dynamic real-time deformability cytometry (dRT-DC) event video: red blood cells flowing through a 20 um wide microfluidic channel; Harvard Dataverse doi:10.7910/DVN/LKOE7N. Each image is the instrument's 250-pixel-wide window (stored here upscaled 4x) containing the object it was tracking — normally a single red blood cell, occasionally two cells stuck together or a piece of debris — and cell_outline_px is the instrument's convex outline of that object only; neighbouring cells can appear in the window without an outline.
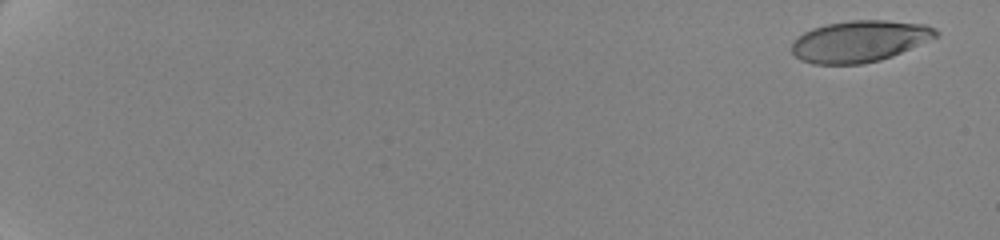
{"species": "human", "species_latin": "Homo sapiens", "temperature_condition": "cold", "stored_images_in_passage": 62, "camera_frame_rate_fps": 3000, "um_per_image_px": 0.085, "donor": {"sex": "female"}, "frame": {"image": 1, "passage_image": 3, "time_ms": 0.667, "image_size_px": [1000, 240], "cell_outline_px": [[940, 36], [892, 56], [880, 60], [860, 64], [812, 64], [800, 60], [792, 52], [792, 44], [804, 32], [812, 28], [828, 24], [852, 20], [884, 20], [924, 24], [936, 28], [940, 32]], "centroid_in_image_um": [73.11, 3.51], "position_along_channel_um": 11.9, "area_um2": 34.8}}
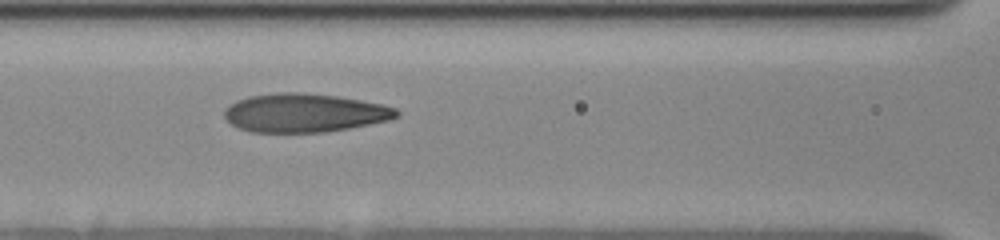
{"frame": {"image": 2, "passage_image": 32, "time_ms": 10.333, "image_size_px": [1000, 240], "cell_outline_px": [[400, 116], [388, 120], [348, 128], [324, 132], [252, 132], [240, 128], [232, 124], [224, 116], [224, 108], [236, 100], [248, 96], [280, 92], [304, 92], [336, 96], [384, 104], [396, 108], [400, 112]], "centroid_in_image_um": [25.88, 9.58], "position_along_channel_um": 140.7, "area_um2": 38.78}}
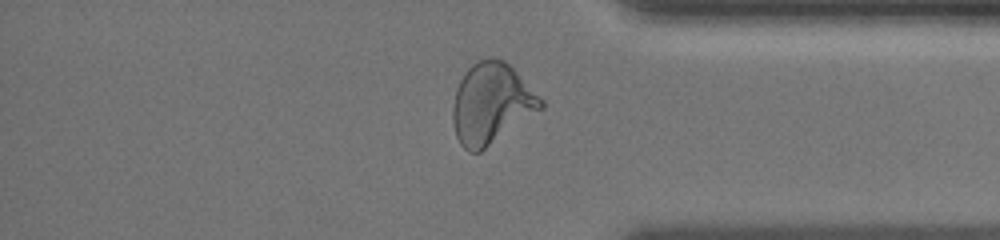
{"frame": {"image": 3, "passage_image": 54, "time_ms": 17.667, "image_size_px": [1000, 240], "cell_outline_px": [[544, 108], [480, 152], [468, 152], [460, 144], [456, 136], [452, 120], [452, 108], [456, 88], [464, 72], [476, 60], [488, 56], [504, 60], [544, 100]], "centroid_in_image_um": [41.75, 8.8], "position_along_channel_um": 393.4, "area_um2": 41.56}, "authors_computed_cell_mechanics": {"area_um2": 37.859, "velocity_mm_per_s": 3.5017, "shape_relaxation_time_tau1_ms": 4.918, "shape_relaxation_time_tau2_ms": 1.153, "deformation_change_tau1": 0.1971, "deformation_change_tau2": 0.077}}